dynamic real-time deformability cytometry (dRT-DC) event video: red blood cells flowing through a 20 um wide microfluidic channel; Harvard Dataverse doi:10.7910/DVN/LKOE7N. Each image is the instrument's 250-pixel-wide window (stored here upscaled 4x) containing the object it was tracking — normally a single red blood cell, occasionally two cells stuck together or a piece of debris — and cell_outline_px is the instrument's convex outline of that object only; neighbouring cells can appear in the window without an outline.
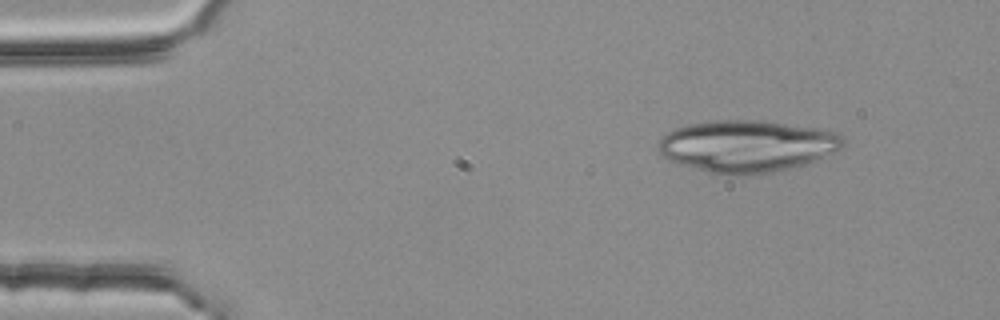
{"species": "common noctule bat (a hibernating species)", "species_latin": "Nyctalus noctula", "temperature_condition": "room temperature", "stored_images_in_passage": 4, "segment_of_instrument_passage": [1, 2], "camera_frame_rate_fps": 3000, "um_per_image_px": 0.085, "animal": {"sex": "female", "body_mass_g": 25.1}, "frame": {"image": 1, "passage_image": 1, "time_ms": 0.0, "image_size_px": [1000, 320], "cell_outline_px": [[844, 144], [840, 148], [820, 160], [772, 172], [748, 176], [728, 176], [708, 172], [692, 168], [668, 160], [656, 148], [660, 140], [668, 132], [676, 128], [688, 124], [716, 120], [760, 120], [820, 128], [836, 132], [844, 136]], "centroid_in_image_um": [63.51, 12.43], "position_along_channel_um": 21.5, "area_um2": 56.41}}